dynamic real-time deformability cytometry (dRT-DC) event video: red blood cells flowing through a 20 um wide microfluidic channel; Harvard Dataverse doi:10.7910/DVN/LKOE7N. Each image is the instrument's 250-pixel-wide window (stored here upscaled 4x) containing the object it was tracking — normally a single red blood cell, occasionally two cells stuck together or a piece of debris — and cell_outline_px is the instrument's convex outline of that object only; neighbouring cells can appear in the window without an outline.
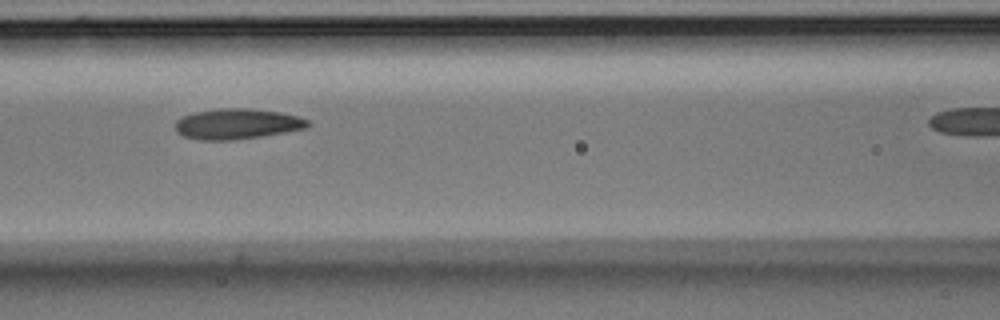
{"species": "Egyptian fruit bat (a non-hibernating species)", "species_latin": "Rousettus aegyptiacus", "temperature_condition": "room temperature", "stored_images_in_passage": 9, "camera_frame_rate_fps": 3000, "um_per_image_px": 0.085, "animal": {"sex": "male"}, "frame": {"image": 1, "passage_image": 3, "time_ms": 0.667, "image_size_px": [1000, 320], "cell_outline_px": [[312, 124], [304, 128], [284, 132], [236, 140], [200, 140], [184, 136], [176, 132], [176, 120], [184, 116], [196, 112], [220, 108], [248, 108], [280, 112], [300, 116], [308, 120]], "centroid_in_image_um": [20.17, 10.53], "position_along_channel_um": 146.4, "area_um2": 23.47}}